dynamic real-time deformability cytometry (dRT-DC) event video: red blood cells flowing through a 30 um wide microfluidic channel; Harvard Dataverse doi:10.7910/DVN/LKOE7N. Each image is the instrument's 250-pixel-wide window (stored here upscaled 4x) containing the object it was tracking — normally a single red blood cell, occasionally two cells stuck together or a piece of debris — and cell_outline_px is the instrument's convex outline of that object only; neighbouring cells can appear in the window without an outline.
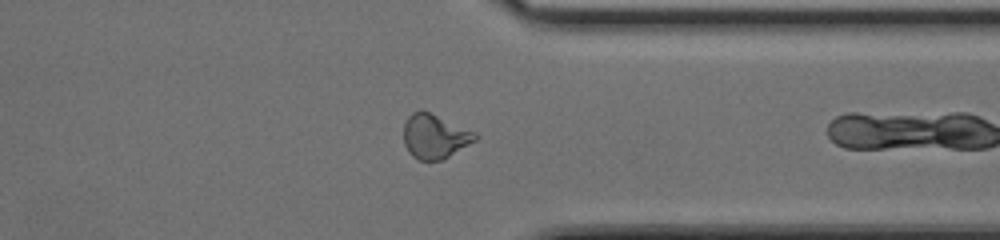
{"species": "common noctule bat (a hibernating species)", "species_latin": "Nyctalus noctula", "temperature_condition": "cold", "stored_images_in_passage": 25, "camera_frame_rate_fps": 3000, "um_per_image_px": 0.085, "animal": {"sex": "female", "body_mass_g": 17.0, "forearm_length_mm": 48.0}, "frame": {"image": 1, "passage_image": 24, "time_ms": 7.667, "image_size_px": [1000, 240], "cell_outline_px": [[480, 136], [476, 140], [448, 156], [440, 160], [420, 160], [412, 156], [408, 152], [404, 144], [404, 124], [408, 116], [412, 112], [428, 112], [476, 132]], "centroid_in_image_um": [36.95, 11.6], "position_along_channel_um": 374.5, "area_um2": 18.15}}